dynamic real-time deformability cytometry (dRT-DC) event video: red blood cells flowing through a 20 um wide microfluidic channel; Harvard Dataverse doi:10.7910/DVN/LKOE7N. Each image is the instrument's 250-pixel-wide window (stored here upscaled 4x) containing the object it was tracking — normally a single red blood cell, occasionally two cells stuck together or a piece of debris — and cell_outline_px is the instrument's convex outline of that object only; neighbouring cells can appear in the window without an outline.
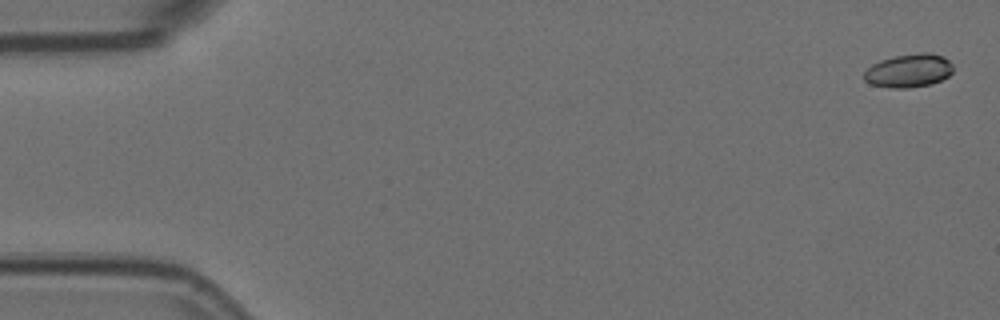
{"species": "Egyptian fruit bat (a non-hibernating species)", "species_latin": "Rousettus aegyptiacus", "temperature_condition": "room temperature", "stored_images_in_passage": 8, "camera_frame_rate_fps": 3000, "um_per_image_px": 0.085, "animal": {"sex": "female"}, "frame": {"image": 1, "passage_image": 1, "time_ms": 0.0, "image_size_px": [1000, 320], "cell_outline_px": [[952, 72], [948, 76], [932, 84], [908, 88], [892, 88], [872, 84], [864, 80], [864, 72], [872, 64], [880, 60], [892, 56], [924, 52], [932, 52], [944, 56], [952, 64]], "centroid_in_image_um": [77.25, 5.99], "position_along_channel_um": 7.7, "area_um2": 17.46}}
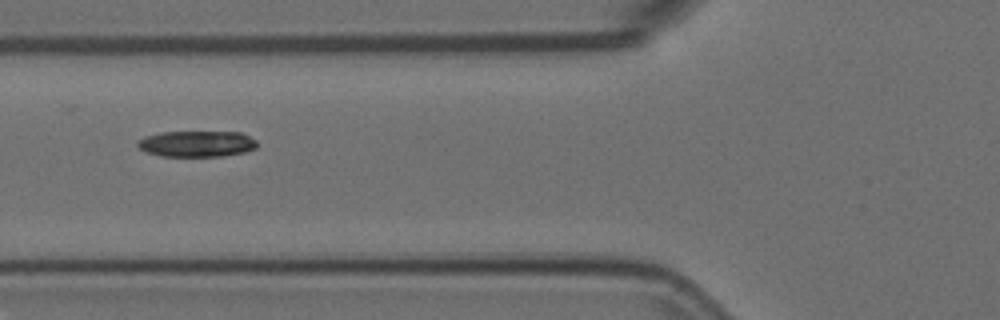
{"frame": {"image": 2, "passage_image": 7, "time_ms": 2.0, "image_size_px": [1000, 320], "cell_outline_px": [[256, 148], [244, 152], [224, 156], [160, 156], [144, 152], [136, 144], [136, 140], [144, 136], [160, 132], [240, 132], [256, 140]], "centroid_in_image_um": [16.67, 12.22], "position_along_channel_um": 109.1, "area_um2": 18.26}}
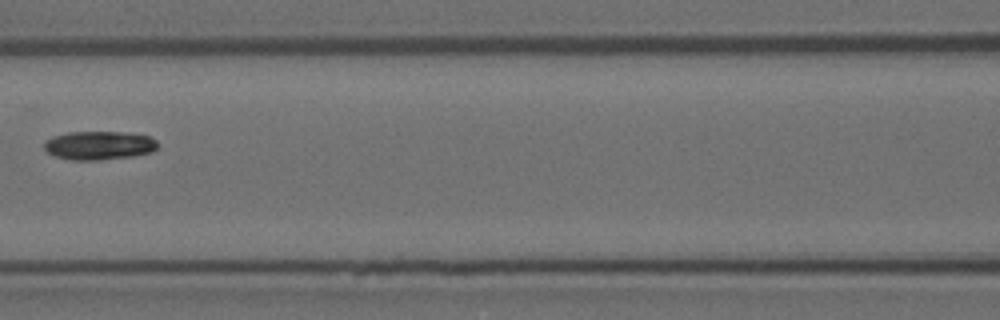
{"frame": {"image": 3, "passage_image": 8, "time_ms": 2.333, "image_size_px": [1000, 320], "cell_outline_px": [[156, 148], [152, 152], [132, 156], [100, 160], [72, 160], [56, 156], [48, 152], [44, 148], [44, 140], [52, 136], [68, 132], [124, 132], [148, 136], [156, 140]], "centroid_in_image_um": [8.39, 12.35], "position_along_channel_um": 158.2, "area_um2": 18.9}}